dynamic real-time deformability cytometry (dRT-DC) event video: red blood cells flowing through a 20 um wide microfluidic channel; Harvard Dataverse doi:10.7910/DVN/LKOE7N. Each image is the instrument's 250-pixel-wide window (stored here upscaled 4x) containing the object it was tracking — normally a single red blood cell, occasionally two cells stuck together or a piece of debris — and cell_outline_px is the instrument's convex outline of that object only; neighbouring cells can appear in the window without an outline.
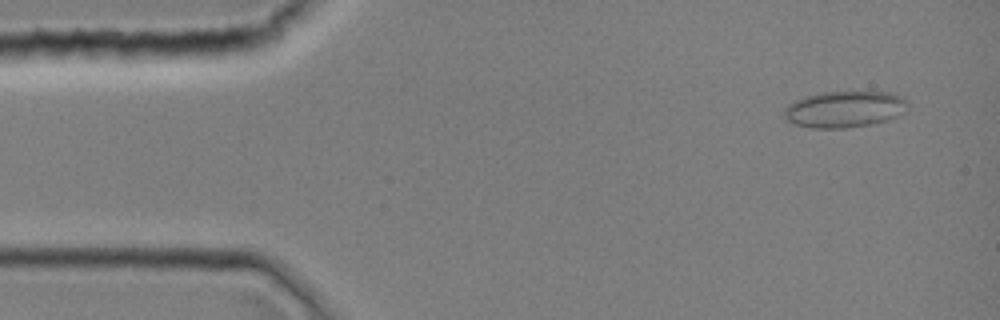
{"species": "common noctule bat (a hibernating species)", "species_latin": "Nyctalus noctula", "temperature_condition": "room temperature", "stored_images_in_passage": 12, "camera_frame_rate_fps": 3000, "um_per_image_px": 0.085, "animal": {"sex": "female", "body_mass_g": 19.0, "forearm_length_mm": 51.5}, "frame": {"image": 1, "passage_image": 3, "time_ms": 0.667, "image_size_px": [1000, 320], "cell_outline_px": [[908, 104], [904, 112], [888, 120], [872, 124], [844, 128], [812, 128], [796, 124], [788, 120], [784, 116], [784, 108], [788, 104], [804, 96], [824, 92], [888, 92], [900, 96]], "centroid_in_image_um": [71.77, 9.29], "position_along_channel_um": 13.2, "area_um2": 26.07}}
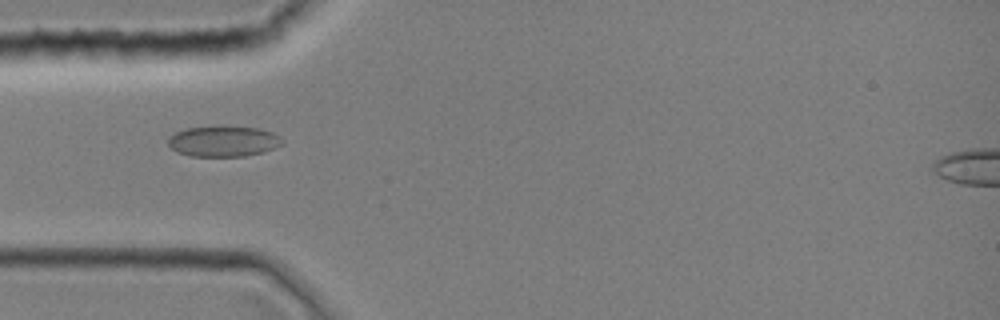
{"frame": {"image": 2, "passage_image": 12, "time_ms": 3.667, "image_size_px": [1000, 320], "cell_outline_px": [[284, 144], [264, 152], [244, 156], [192, 156], [176, 152], [168, 144], [168, 140], [176, 132], [188, 128], [224, 124], [260, 128], [272, 132], [280, 136], [284, 140]], "centroid_in_image_um": [19.04, 11.98], "position_along_channel_um": 66.0, "area_um2": 20.92}}